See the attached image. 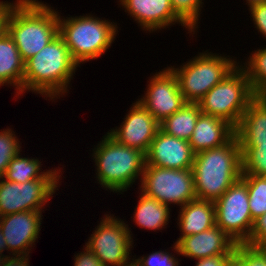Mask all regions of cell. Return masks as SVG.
Wrapping results in <instances>:
<instances>
[{
    "label": "cell",
    "instance_id": "cell-1",
    "mask_svg": "<svg viewBox=\"0 0 266 266\" xmlns=\"http://www.w3.org/2000/svg\"><path fill=\"white\" fill-rule=\"evenodd\" d=\"M79 66L58 34L36 55L24 62L23 94L37 93L54 101L69 93L70 82Z\"/></svg>",
    "mask_w": 266,
    "mask_h": 266
},
{
    "label": "cell",
    "instance_id": "cell-2",
    "mask_svg": "<svg viewBox=\"0 0 266 266\" xmlns=\"http://www.w3.org/2000/svg\"><path fill=\"white\" fill-rule=\"evenodd\" d=\"M197 199L215 201L242 176V152L234 135L222 146L194 156L192 167Z\"/></svg>",
    "mask_w": 266,
    "mask_h": 266
},
{
    "label": "cell",
    "instance_id": "cell-3",
    "mask_svg": "<svg viewBox=\"0 0 266 266\" xmlns=\"http://www.w3.org/2000/svg\"><path fill=\"white\" fill-rule=\"evenodd\" d=\"M38 0H19L10 12L7 32L25 62L59 34L58 11Z\"/></svg>",
    "mask_w": 266,
    "mask_h": 266
},
{
    "label": "cell",
    "instance_id": "cell-4",
    "mask_svg": "<svg viewBox=\"0 0 266 266\" xmlns=\"http://www.w3.org/2000/svg\"><path fill=\"white\" fill-rule=\"evenodd\" d=\"M92 149L97 182L110 192L127 191L142 179L146 165V153L140 149L118 143L108 133Z\"/></svg>",
    "mask_w": 266,
    "mask_h": 266
},
{
    "label": "cell",
    "instance_id": "cell-5",
    "mask_svg": "<svg viewBox=\"0 0 266 266\" xmlns=\"http://www.w3.org/2000/svg\"><path fill=\"white\" fill-rule=\"evenodd\" d=\"M58 21L59 35L79 66L102 56L119 32L116 22L91 14L65 18L58 12Z\"/></svg>",
    "mask_w": 266,
    "mask_h": 266
},
{
    "label": "cell",
    "instance_id": "cell-6",
    "mask_svg": "<svg viewBox=\"0 0 266 266\" xmlns=\"http://www.w3.org/2000/svg\"><path fill=\"white\" fill-rule=\"evenodd\" d=\"M228 57L205 50L178 68L169 66L178 79L180 92L186 102L197 103L230 74L239 61Z\"/></svg>",
    "mask_w": 266,
    "mask_h": 266
},
{
    "label": "cell",
    "instance_id": "cell-7",
    "mask_svg": "<svg viewBox=\"0 0 266 266\" xmlns=\"http://www.w3.org/2000/svg\"><path fill=\"white\" fill-rule=\"evenodd\" d=\"M256 96L246 72L238 64L197 103L203 114L225 119L236 127L249 103Z\"/></svg>",
    "mask_w": 266,
    "mask_h": 266
},
{
    "label": "cell",
    "instance_id": "cell-8",
    "mask_svg": "<svg viewBox=\"0 0 266 266\" xmlns=\"http://www.w3.org/2000/svg\"><path fill=\"white\" fill-rule=\"evenodd\" d=\"M114 216L105 213L85 245L104 266H125L134 259L133 233L127 222Z\"/></svg>",
    "mask_w": 266,
    "mask_h": 266
},
{
    "label": "cell",
    "instance_id": "cell-9",
    "mask_svg": "<svg viewBox=\"0 0 266 266\" xmlns=\"http://www.w3.org/2000/svg\"><path fill=\"white\" fill-rule=\"evenodd\" d=\"M140 191L159 202L171 206H184L195 200L192 169H169L145 165Z\"/></svg>",
    "mask_w": 266,
    "mask_h": 266
},
{
    "label": "cell",
    "instance_id": "cell-10",
    "mask_svg": "<svg viewBox=\"0 0 266 266\" xmlns=\"http://www.w3.org/2000/svg\"><path fill=\"white\" fill-rule=\"evenodd\" d=\"M216 226L237 244L246 243L254 220L249 209L247 184L240 178L214 201Z\"/></svg>",
    "mask_w": 266,
    "mask_h": 266
},
{
    "label": "cell",
    "instance_id": "cell-11",
    "mask_svg": "<svg viewBox=\"0 0 266 266\" xmlns=\"http://www.w3.org/2000/svg\"><path fill=\"white\" fill-rule=\"evenodd\" d=\"M59 181L35 179L16 183L0 177V217L23 211H44L47 202L59 190Z\"/></svg>",
    "mask_w": 266,
    "mask_h": 266
},
{
    "label": "cell",
    "instance_id": "cell-12",
    "mask_svg": "<svg viewBox=\"0 0 266 266\" xmlns=\"http://www.w3.org/2000/svg\"><path fill=\"white\" fill-rule=\"evenodd\" d=\"M147 83L145 95L137 100L159 123L187 103L180 92L178 79L169 67L153 74Z\"/></svg>",
    "mask_w": 266,
    "mask_h": 266
},
{
    "label": "cell",
    "instance_id": "cell-13",
    "mask_svg": "<svg viewBox=\"0 0 266 266\" xmlns=\"http://www.w3.org/2000/svg\"><path fill=\"white\" fill-rule=\"evenodd\" d=\"M129 109L120 127L116 126L107 133L118 143L147 153L160 129L159 122L137 100Z\"/></svg>",
    "mask_w": 266,
    "mask_h": 266
},
{
    "label": "cell",
    "instance_id": "cell-14",
    "mask_svg": "<svg viewBox=\"0 0 266 266\" xmlns=\"http://www.w3.org/2000/svg\"><path fill=\"white\" fill-rule=\"evenodd\" d=\"M43 211H23L0 217L9 255H30L40 234Z\"/></svg>",
    "mask_w": 266,
    "mask_h": 266
},
{
    "label": "cell",
    "instance_id": "cell-15",
    "mask_svg": "<svg viewBox=\"0 0 266 266\" xmlns=\"http://www.w3.org/2000/svg\"><path fill=\"white\" fill-rule=\"evenodd\" d=\"M120 7L124 8L143 31L155 32L169 28L175 23L181 24L188 33L195 32L174 12L170 0H118ZM193 32V33H192Z\"/></svg>",
    "mask_w": 266,
    "mask_h": 266
},
{
    "label": "cell",
    "instance_id": "cell-16",
    "mask_svg": "<svg viewBox=\"0 0 266 266\" xmlns=\"http://www.w3.org/2000/svg\"><path fill=\"white\" fill-rule=\"evenodd\" d=\"M195 153L189 141L158 130L146 153V164L169 169H192Z\"/></svg>",
    "mask_w": 266,
    "mask_h": 266
},
{
    "label": "cell",
    "instance_id": "cell-17",
    "mask_svg": "<svg viewBox=\"0 0 266 266\" xmlns=\"http://www.w3.org/2000/svg\"><path fill=\"white\" fill-rule=\"evenodd\" d=\"M237 243L220 227L214 226L203 232L183 237L174 243L177 257L185 256L192 259L212 257L219 254H233Z\"/></svg>",
    "mask_w": 266,
    "mask_h": 266
},
{
    "label": "cell",
    "instance_id": "cell-18",
    "mask_svg": "<svg viewBox=\"0 0 266 266\" xmlns=\"http://www.w3.org/2000/svg\"><path fill=\"white\" fill-rule=\"evenodd\" d=\"M235 135V127L225 119L201 113L189 144L196 154L227 143Z\"/></svg>",
    "mask_w": 266,
    "mask_h": 266
},
{
    "label": "cell",
    "instance_id": "cell-19",
    "mask_svg": "<svg viewBox=\"0 0 266 266\" xmlns=\"http://www.w3.org/2000/svg\"><path fill=\"white\" fill-rule=\"evenodd\" d=\"M240 146L266 145V95H257L235 127Z\"/></svg>",
    "mask_w": 266,
    "mask_h": 266
},
{
    "label": "cell",
    "instance_id": "cell-20",
    "mask_svg": "<svg viewBox=\"0 0 266 266\" xmlns=\"http://www.w3.org/2000/svg\"><path fill=\"white\" fill-rule=\"evenodd\" d=\"M178 213L177 224L181 236L175 241V244L183 237L203 232L216 225L215 205L211 200L196 198L181 206Z\"/></svg>",
    "mask_w": 266,
    "mask_h": 266
},
{
    "label": "cell",
    "instance_id": "cell-21",
    "mask_svg": "<svg viewBox=\"0 0 266 266\" xmlns=\"http://www.w3.org/2000/svg\"><path fill=\"white\" fill-rule=\"evenodd\" d=\"M24 61L12 37L6 31L0 36V86L10 85L16 95L23 93Z\"/></svg>",
    "mask_w": 266,
    "mask_h": 266
},
{
    "label": "cell",
    "instance_id": "cell-22",
    "mask_svg": "<svg viewBox=\"0 0 266 266\" xmlns=\"http://www.w3.org/2000/svg\"><path fill=\"white\" fill-rule=\"evenodd\" d=\"M133 213L134 223L145 230H162L169 223L171 208L140 191Z\"/></svg>",
    "mask_w": 266,
    "mask_h": 266
},
{
    "label": "cell",
    "instance_id": "cell-23",
    "mask_svg": "<svg viewBox=\"0 0 266 266\" xmlns=\"http://www.w3.org/2000/svg\"><path fill=\"white\" fill-rule=\"evenodd\" d=\"M19 153L16 157L12 158L5 175L3 178L7 181H12L16 183H25L30 180L35 179H60L63 174L61 171V167L58 169L52 168L50 170H43L40 168L43 164L33 157H22Z\"/></svg>",
    "mask_w": 266,
    "mask_h": 266
},
{
    "label": "cell",
    "instance_id": "cell-24",
    "mask_svg": "<svg viewBox=\"0 0 266 266\" xmlns=\"http://www.w3.org/2000/svg\"><path fill=\"white\" fill-rule=\"evenodd\" d=\"M201 113L198 103L187 102L180 110L159 123L160 130L167 135L189 141Z\"/></svg>",
    "mask_w": 266,
    "mask_h": 266
},
{
    "label": "cell",
    "instance_id": "cell-25",
    "mask_svg": "<svg viewBox=\"0 0 266 266\" xmlns=\"http://www.w3.org/2000/svg\"><path fill=\"white\" fill-rule=\"evenodd\" d=\"M240 67L246 72L250 87L256 95H266V47L254 50Z\"/></svg>",
    "mask_w": 266,
    "mask_h": 266
},
{
    "label": "cell",
    "instance_id": "cell-26",
    "mask_svg": "<svg viewBox=\"0 0 266 266\" xmlns=\"http://www.w3.org/2000/svg\"><path fill=\"white\" fill-rule=\"evenodd\" d=\"M247 184L251 217L256 220L266 213V176L242 175Z\"/></svg>",
    "mask_w": 266,
    "mask_h": 266
},
{
    "label": "cell",
    "instance_id": "cell-27",
    "mask_svg": "<svg viewBox=\"0 0 266 266\" xmlns=\"http://www.w3.org/2000/svg\"><path fill=\"white\" fill-rule=\"evenodd\" d=\"M242 175L266 176V145L240 146Z\"/></svg>",
    "mask_w": 266,
    "mask_h": 266
},
{
    "label": "cell",
    "instance_id": "cell-28",
    "mask_svg": "<svg viewBox=\"0 0 266 266\" xmlns=\"http://www.w3.org/2000/svg\"><path fill=\"white\" fill-rule=\"evenodd\" d=\"M20 144L12 129L7 127L0 131V177L5 175L11 159L22 151Z\"/></svg>",
    "mask_w": 266,
    "mask_h": 266
},
{
    "label": "cell",
    "instance_id": "cell-29",
    "mask_svg": "<svg viewBox=\"0 0 266 266\" xmlns=\"http://www.w3.org/2000/svg\"><path fill=\"white\" fill-rule=\"evenodd\" d=\"M174 12L194 31L199 27L203 0H170Z\"/></svg>",
    "mask_w": 266,
    "mask_h": 266
},
{
    "label": "cell",
    "instance_id": "cell-30",
    "mask_svg": "<svg viewBox=\"0 0 266 266\" xmlns=\"http://www.w3.org/2000/svg\"><path fill=\"white\" fill-rule=\"evenodd\" d=\"M234 254L242 261L243 266H266V249L239 243Z\"/></svg>",
    "mask_w": 266,
    "mask_h": 266
},
{
    "label": "cell",
    "instance_id": "cell-31",
    "mask_svg": "<svg viewBox=\"0 0 266 266\" xmlns=\"http://www.w3.org/2000/svg\"><path fill=\"white\" fill-rule=\"evenodd\" d=\"M135 257L136 255L133 256V260L138 266H178L180 264L174 253L172 255V252L166 250L154 251L145 257L144 255L136 259Z\"/></svg>",
    "mask_w": 266,
    "mask_h": 266
},
{
    "label": "cell",
    "instance_id": "cell-32",
    "mask_svg": "<svg viewBox=\"0 0 266 266\" xmlns=\"http://www.w3.org/2000/svg\"><path fill=\"white\" fill-rule=\"evenodd\" d=\"M246 244L266 249V213L254 220L253 229Z\"/></svg>",
    "mask_w": 266,
    "mask_h": 266
},
{
    "label": "cell",
    "instance_id": "cell-33",
    "mask_svg": "<svg viewBox=\"0 0 266 266\" xmlns=\"http://www.w3.org/2000/svg\"><path fill=\"white\" fill-rule=\"evenodd\" d=\"M251 13L252 21L255 25L254 28L266 38V3L256 4L248 8Z\"/></svg>",
    "mask_w": 266,
    "mask_h": 266
},
{
    "label": "cell",
    "instance_id": "cell-34",
    "mask_svg": "<svg viewBox=\"0 0 266 266\" xmlns=\"http://www.w3.org/2000/svg\"><path fill=\"white\" fill-rule=\"evenodd\" d=\"M83 247L82 252L75 254L74 266H104L86 245Z\"/></svg>",
    "mask_w": 266,
    "mask_h": 266
},
{
    "label": "cell",
    "instance_id": "cell-35",
    "mask_svg": "<svg viewBox=\"0 0 266 266\" xmlns=\"http://www.w3.org/2000/svg\"><path fill=\"white\" fill-rule=\"evenodd\" d=\"M19 0H15V2L0 1V36H2L7 31V21L10 15L11 10L14 5Z\"/></svg>",
    "mask_w": 266,
    "mask_h": 266
},
{
    "label": "cell",
    "instance_id": "cell-36",
    "mask_svg": "<svg viewBox=\"0 0 266 266\" xmlns=\"http://www.w3.org/2000/svg\"><path fill=\"white\" fill-rule=\"evenodd\" d=\"M232 254H219L212 257L197 259L195 266H224Z\"/></svg>",
    "mask_w": 266,
    "mask_h": 266
},
{
    "label": "cell",
    "instance_id": "cell-37",
    "mask_svg": "<svg viewBox=\"0 0 266 266\" xmlns=\"http://www.w3.org/2000/svg\"><path fill=\"white\" fill-rule=\"evenodd\" d=\"M30 255H9L5 258L2 266H30Z\"/></svg>",
    "mask_w": 266,
    "mask_h": 266
},
{
    "label": "cell",
    "instance_id": "cell-38",
    "mask_svg": "<svg viewBox=\"0 0 266 266\" xmlns=\"http://www.w3.org/2000/svg\"><path fill=\"white\" fill-rule=\"evenodd\" d=\"M224 266H243L242 261L233 253L226 261Z\"/></svg>",
    "mask_w": 266,
    "mask_h": 266
},
{
    "label": "cell",
    "instance_id": "cell-39",
    "mask_svg": "<svg viewBox=\"0 0 266 266\" xmlns=\"http://www.w3.org/2000/svg\"><path fill=\"white\" fill-rule=\"evenodd\" d=\"M5 250L8 251V248L6 246V241L4 239L3 232H2L1 227H0V254L5 255V254H3L4 253L3 251H5Z\"/></svg>",
    "mask_w": 266,
    "mask_h": 266
},
{
    "label": "cell",
    "instance_id": "cell-40",
    "mask_svg": "<svg viewBox=\"0 0 266 266\" xmlns=\"http://www.w3.org/2000/svg\"><path fill=\"white\" fill-rule=\"evenodd\" d=\"M261 3H266V0H246L248 7Z\"/></svg>",
    "mask_w": 266,
    "mask_h": 266
},
{
    "label": "cell",
    "instance_id": "cell-41",
    "mask_svg": "<svg viewBox=\"0 0 266 266\" xmlns=\"http://www.w3.org/2000/svg\"><path fill=\"white\" fill-rule=\"evenodd\" d=\"M7 256H9V255H1V254H0V266L3 265V262H4V260H5V258H6Z\"/></svg>",
    "mask_w": 266,
    "mask_h": 266
},
{
    "label": "cell",
    "instance_id": "cell-42",
    "mask_svg": "<svg viewBox=\"0 0 266 266\" xmlns=\"http://www.w3.org/2000/svg\"><path fill=\"white\" fill-rule=\"evenodd\" d=\"M125 266H138L134 260L132 262L126 264Z\"/></svg>",
    "mask_w": 266,
    "mask_h": 266
}]
</instances>
